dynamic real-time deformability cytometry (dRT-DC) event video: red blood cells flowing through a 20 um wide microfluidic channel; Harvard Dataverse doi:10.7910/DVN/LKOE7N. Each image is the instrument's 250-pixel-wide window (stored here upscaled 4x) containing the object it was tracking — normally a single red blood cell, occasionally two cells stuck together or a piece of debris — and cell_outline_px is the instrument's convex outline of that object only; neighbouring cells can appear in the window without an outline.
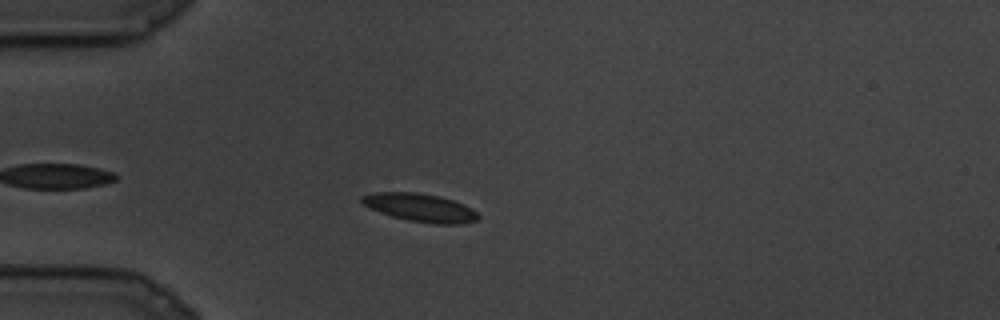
{"species": "common noctule bat (a hibernating species)", "species_latin": "Nyctalus noctula", "temperature_condition": "cold", "stored_images_in_passage": 60, "camera_frame_rate_fps": 3000, "um_per_image_px": 0.085, "animal": {"sex": "male", "body_mass_g": 19.5, "forearm_length_mm": 54.6}, "frame": {"image": 1, "passage_image": 8, "time_ms": 2.333, "image_size_px": [1000, 320], "cell_outline_px": [[480, 216], [476, 220], [460, 224], [436, 224], [408, 220], [392, 216], [380, 212], [364, 204], [360, 200], [360, 196], [372, 192], [416, 192], [440, 196], [464, 204], [472, 208]], "centroid_in_image_um": [35.72, 17.64], "position_along_channel_um": 49.3, "area_um2": 19.02}}
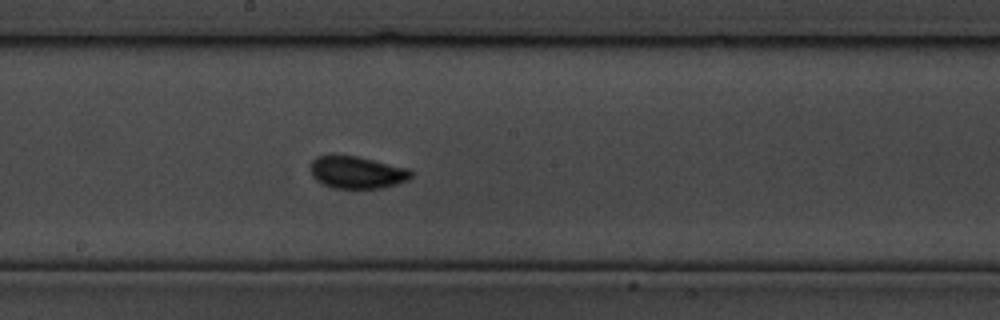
{"frame": {"image": 2, "passage_image": 33, "time_ms": 10.667, "image_size_px": [1000, 320], "cell_outline_px": [[412, 176], [408, 180], [396, 184], [380, 188], [332, 188], [316, 180], [312, 176], [312, 160], [316, 156], [332, 152], [356, 156], [408, 168], [412, 172]], "centroid_in_image_um": [30.3, 14.62], "position_along_channel_um": 217.9, "area_um2": 19.19}}
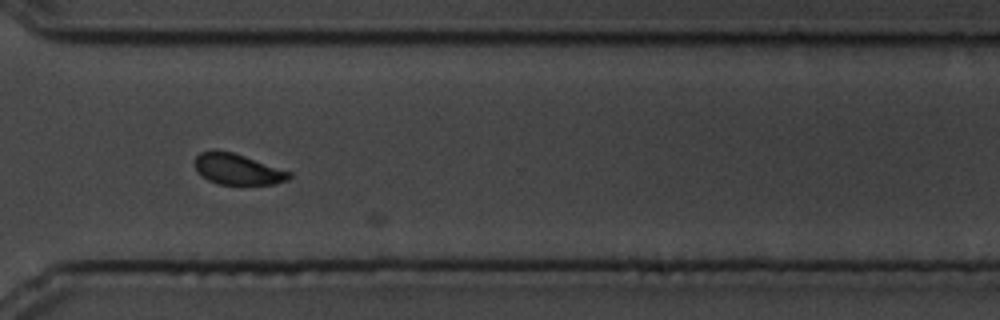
{"frame": {"image": 3, "passage_image": 51, "time_ms": 16.667, "image_size_px": [1000, 320], "cell_outline_px": [[292, 176], [288, 180], [276, 184], [220, 184], [208, 180], [196, 172], [196, 156], [200, 152], [216, 148], [232, 152], [292, 172]], "centroid_in_image_um": [20.19, 14.37], "position_along_channel_um": 350.4, "area_um2": 17.05}}